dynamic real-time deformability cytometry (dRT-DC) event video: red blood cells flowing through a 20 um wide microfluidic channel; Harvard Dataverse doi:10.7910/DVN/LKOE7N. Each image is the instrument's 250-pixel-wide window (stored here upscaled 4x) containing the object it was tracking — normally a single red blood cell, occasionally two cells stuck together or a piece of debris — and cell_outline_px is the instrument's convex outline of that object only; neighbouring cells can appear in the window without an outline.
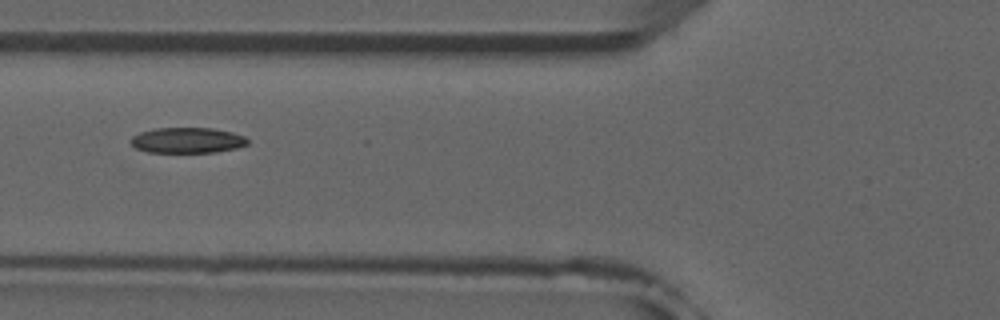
{"species": "common noctule bat (a hibernating species)", "species_latin": "Nyctalus noctula", "temperature_condition": "room temperature", "stored_images_in_passage": 6, "camera_frame_rate_fps": 3000, "um_per_image_px": 0.085, "animal": {"sex": "male", "forearm_length_mm": 52.5}, "frame": {"image": 1, "passage_image": 6, "time_ms": 6.0, "image_size_px": [1000, 320], "cell_outline_px": [[248, 144], [236, 148], [216, 152], [148, 152], [136, 148], [128, 140], [132, 136], [140, 132], [156, 128], [212, 128], [232, 132], [244, 136], [248, 140]], "centroid_in_image_um": [15.91, 11.92], "position_along_channel_um": 109.9, "area_um2": 17.4}}